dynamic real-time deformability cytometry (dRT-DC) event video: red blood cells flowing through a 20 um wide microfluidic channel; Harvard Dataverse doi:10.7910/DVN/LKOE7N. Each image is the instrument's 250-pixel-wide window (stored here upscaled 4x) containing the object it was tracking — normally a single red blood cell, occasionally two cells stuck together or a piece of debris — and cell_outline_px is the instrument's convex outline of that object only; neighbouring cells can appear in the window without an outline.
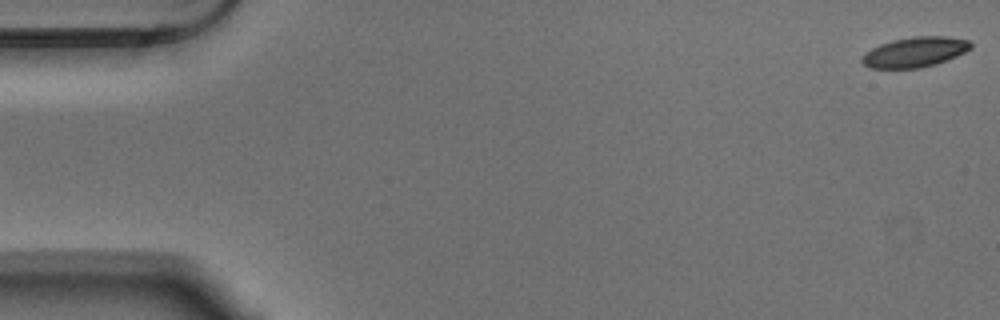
{"species": "Egyptian fruit bat (a non-hibernating species)", "species_latin": "Rousettus aegyptiacus", "temperature_condition": "warm", "stored_images_in_passage": 10, "camera_frame_rate_fps": 3000, "um_per_image_px": 0.085, "animal": {"sex": "male"}, "frame": {"image": 1, "passage_image": 1, "time_ms": 0.0, "image_size_px": [1000, 320], "cell_outline_px": [[972, 48], [956, 56], [936, 64], [920, 68], [868, 68], [860, 60], [872, 48], [880, 44], [892, 40], [916, 36], [944, 36], [968, 40], [972, 44]], "centroid_in_image_um": [77.78, 4.43], "position_along_channel_um": 7.2, "area_um2": 18.9}}